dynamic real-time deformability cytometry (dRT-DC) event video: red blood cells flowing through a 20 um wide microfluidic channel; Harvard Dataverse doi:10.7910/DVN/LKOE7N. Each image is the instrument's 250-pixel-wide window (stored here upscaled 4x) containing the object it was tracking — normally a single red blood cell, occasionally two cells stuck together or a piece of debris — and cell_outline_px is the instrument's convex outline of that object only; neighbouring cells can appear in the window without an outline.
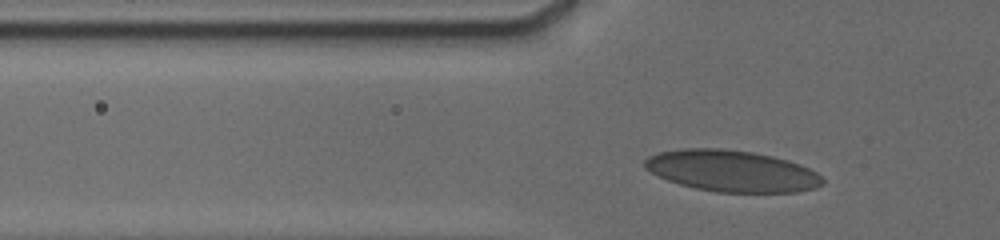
{"species": "human", "species_latin": "Homo sapiens", "temperature_condition": "cold", "stored_images_in_passage": 15, "segment_of_instrument_passage": [1, 2], "camera_frame_rate_fps": 3000, "um_per_image_px": 0.085, "donor": {"sex": "male"}, "frame": {"image": 1, "passage_image": 13, "time_ms": 3.667, "image_size_px": [1000, 240], "cell_outline_px": [[824, 184], [812, 188], [796, 192], [716, 192], [696, 188], [680, 184], [668, 180], [644, 168], [644, 160], [648, 156], [660, 152], [684, 148], [724, 148], [752, 152], [772, 156], [788, 160], [800, 164], [816, 172], [824, 180]], "centroid_in_image_um": [62.2, 14.52], "position_along_channel_um": 63.6, "area_um2": 42.77}}